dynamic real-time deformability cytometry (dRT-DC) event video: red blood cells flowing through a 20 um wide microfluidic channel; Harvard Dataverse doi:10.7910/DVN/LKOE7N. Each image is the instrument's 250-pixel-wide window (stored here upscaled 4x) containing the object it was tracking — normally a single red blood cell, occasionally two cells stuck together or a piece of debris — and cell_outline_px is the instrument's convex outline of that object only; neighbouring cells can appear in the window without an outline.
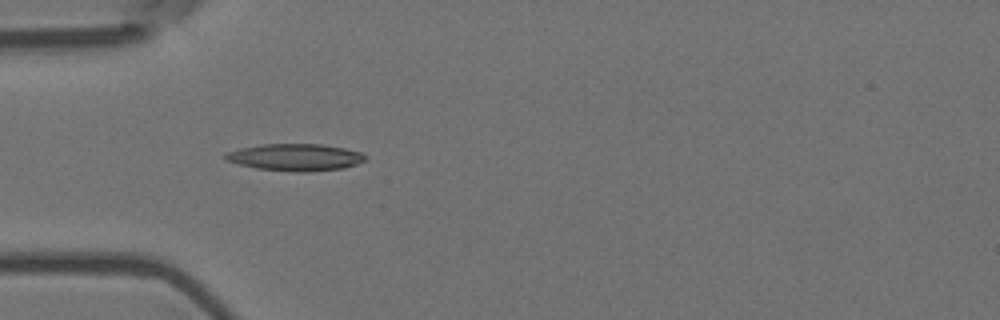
{"species": "Egyptian fruit bat (a non-hibernating species)", "species_latin": "Rousettus aegyptiacus", "temperature_condition": "room temperature", "stored_images_in_passage": 9, "camera_frame_rate_fps": 3000, "um_per_image_px": 0.085, "animal": {"sex": "female"}, "frame": {"image": 1, "passage_image": 6, "time_ms": 1.667, "image_size_px": [1000, 320], "cell_outline_px": [[368, 156], [364, 160], [356, 164], [344, 168], [308, 172], [296, 172], [256, 168], [224, 160], [224, 152], [240, 148], [264, 144], [320, 144], [344, 148], [360, 152]], "centroid_in_image_um": [25.08, 13.37], "position_along_channel_um": 59.9, "area_um2": 22.02}}
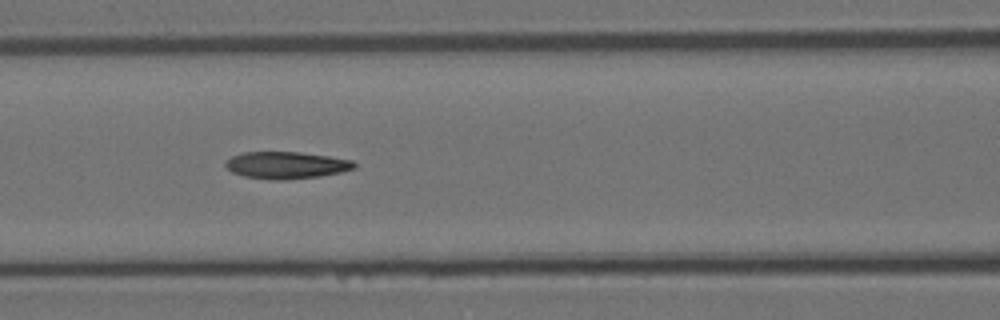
{"frame": {"image": 2, "passage_image": 8, "time_ms": 2.333, "image_size_px": [1000, 320], "cell_outline_px": [[356, 168], [340, 172], [320, 176], [284, 180], [272, 180], [244, 176], [232, 172], [224, 164], [232, 156], [244, 152], [300, 152], [328, 156], [352, 160], [356, 164]], "centroid_in_image_um": [24.35, 14.04], "position_along_channel_um": 142.3, "area_um2": 20.17}}
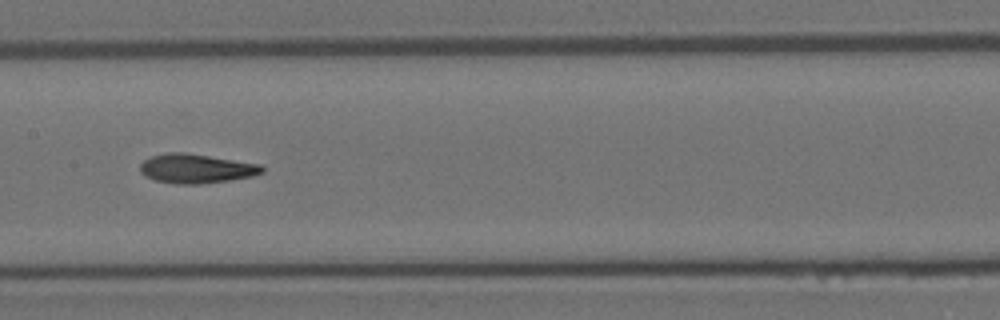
{"frame": {"image": 3, "passage_image": 9, "time_ms": 2.667, "image_size_px": [1000, 320], "cell_outline_px": [[264, 172], [252, 176], [228, 180], [200, 184], [176, 184], [156, 180], [144, 176], [140, 172], [140, 164], [144, 160], [152, 156], [168, 152], [184, 152], [260, 164], [264, 168]], "centroid_in_image_um": [16.65, 14.33], "position_along_channel_um": 190.7, "area_um2": 20.69}}